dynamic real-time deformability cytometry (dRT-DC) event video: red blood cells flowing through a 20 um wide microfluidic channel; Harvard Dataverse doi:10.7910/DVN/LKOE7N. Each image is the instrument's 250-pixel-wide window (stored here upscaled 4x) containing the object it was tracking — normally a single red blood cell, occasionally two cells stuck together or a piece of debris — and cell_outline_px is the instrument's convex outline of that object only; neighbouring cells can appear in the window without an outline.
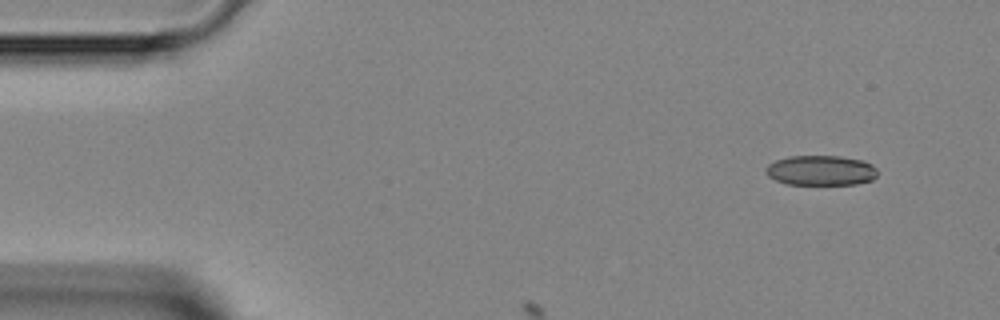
{"species": "Egyptian fruit bat (a non-hibernating species)", "species_latin": "Rousettus aegyptiacus", "temperature_condition": "room temperature", "stored_images_in_passage": 5, "camera_frame_rate_fps": 3000, "um_per_image_px": 0.085, "animal": {"sex": "female"}, "frame": {"image": 1, "passage_image": 1, "time_ms": 0.0, "image_size_px": [1000, 320], "cell_outline_px": [[876, 176], [872, 180], [856, 184], [788, 184], [776, 180], [768, 176], [764, 168], [768, 164], [776, 160], [788, 156], [840, 156], [864, 160], [872, 164], [876, 168]], "centroid_in_image_um": [69.77, 14.48], "position_along_channel_um": 15.2, "area_um2": 19.59}}